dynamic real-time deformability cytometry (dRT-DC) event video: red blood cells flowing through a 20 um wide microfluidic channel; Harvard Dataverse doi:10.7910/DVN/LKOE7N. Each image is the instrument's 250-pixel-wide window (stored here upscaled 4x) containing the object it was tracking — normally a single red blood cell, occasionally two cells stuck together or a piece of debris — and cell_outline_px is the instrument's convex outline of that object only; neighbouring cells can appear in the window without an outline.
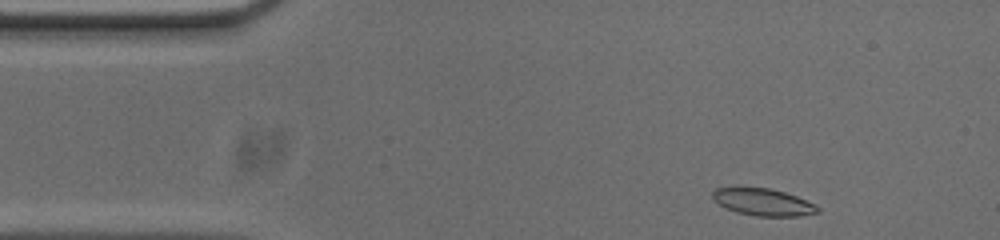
{"species": "common noctule bat (a hibernating species)", "species_latin": "Nyctalus noctula", "temperature_condition": "cold", "stored_images_in_passage": 49, "camera_frame_rate_fps": 3000, "um_per_image_px": 0.085, "animal": {"sex": "male", "body_mass_g": 20.0, "forearm_length_mm": 53.3}, "frame": {"image": 1, "passage_image": 1, "time_ms": 0.0, "image_size_px": [1000, 240], "cell_outline_px": [[820, 212], [800, 216], [756, 216], [736, 212], [712, 200], [712, 192], [716, 188], [768, 188], [784, 192], [796, 196], [816, 204], [820, 208]], "centroid_in_image_um": [64.9, 17.19], "position_along_channel_um": 20.1, "area_um2": 16.47}}
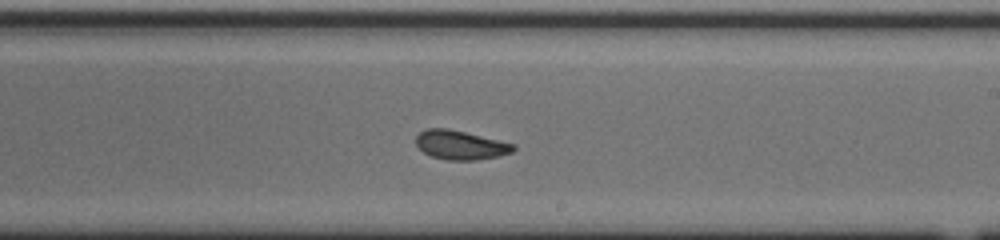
{"frame": {"image": 2, "passage_image": 25, "time_ms": 8.0, "image_size_px": [1000, 240], "cell_outline_px": [[516, 148], [512, 152], [500, 156], [476, 160], [448, 160], [432, 156], [424, 152], [416, 144], [416, 136], [420, 132], [428, 128], [448, 128], [516, 144]], "centroid_in_image_um": [39.17, 12.32], "position_along_channel_um": 249.8, "area_um2": 16.47}}
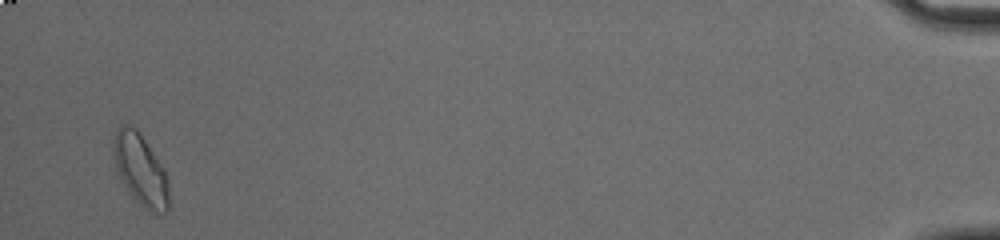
{"frame": {"image": 3, "passage_image": 47, "time_ms": 15.333, "image_size_px": [1000, 240], "cell_outline_px": [[168, 212], [148, 212], [132, 196], [116, 172], [112, 156], [112, 140], [116, 128], [120, 124], [132, 124], [136, 128], [164, 168], [168, 180]], "centroid_in_image_um": [11.89, 14.38], "position_along_channel_um": 423.3, "area_um2": 23.35}, "authors_computed_cell_mechanics": {"area_um2": 17.051, "velocity_mm_per_s": 3.6846, "shape_relaxation_time_tau1_ms": 5.9833, "shape_relaxation_time_tau2_ms": 2.0043, "deformation_change_tau1": 0.1592, "deformation_change_tau2": 0.0517}}